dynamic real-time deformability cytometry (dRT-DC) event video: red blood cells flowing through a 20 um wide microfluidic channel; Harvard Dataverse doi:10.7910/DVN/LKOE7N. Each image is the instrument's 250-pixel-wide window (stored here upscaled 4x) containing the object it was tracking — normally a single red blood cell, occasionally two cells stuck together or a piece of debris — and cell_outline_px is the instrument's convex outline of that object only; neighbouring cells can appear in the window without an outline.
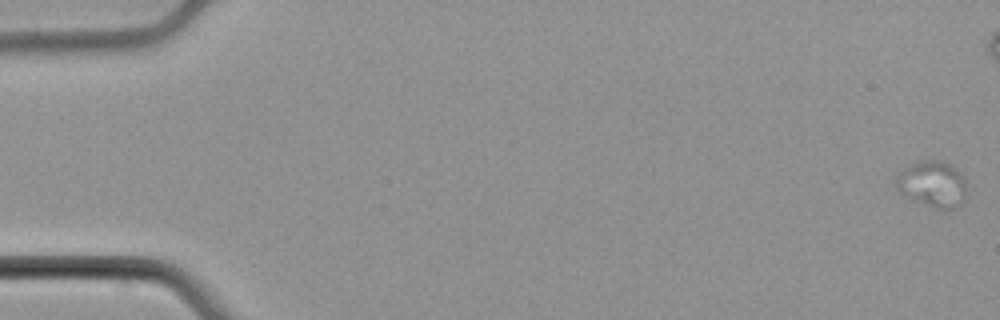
{"species": "common noctule bat (a hibernating species)", "species_latin": "Nyctalus noctula", "temperature_condition": "cold", "stored_images_in_passage": 7, "camera_frame_rate_fps": 3000, "um_per_image_px": 0.085, "animal": {"sex": "male", "body_mass_g": 21.5, "forearm_length_mm": 52.0}, "frame": {"image": 1, "passage_image": 1, "time_ms": 0.0, "image_size_px": [1000, 320], "cell_outline_px": [[964, 200], [960, 204], [952, 208], [936, 208], [900, 196], [896, 188], [896, 176], [904, 168], [912, 164], [924, 160], [936, 160], [948, 164], [956, 168], [964, 176]], "centroid_in_image_um": [79.2, 15.65], "position_along_channel_um": 5.8, "area_um2": 18.84}}